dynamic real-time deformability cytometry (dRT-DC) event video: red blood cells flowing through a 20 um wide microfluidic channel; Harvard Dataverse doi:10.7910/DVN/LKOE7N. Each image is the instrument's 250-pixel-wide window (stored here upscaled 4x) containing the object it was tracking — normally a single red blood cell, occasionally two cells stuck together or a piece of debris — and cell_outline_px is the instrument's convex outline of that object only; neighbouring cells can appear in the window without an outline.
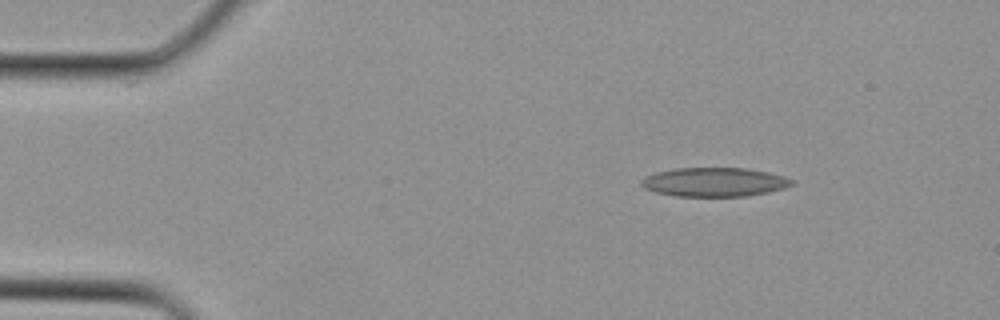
{"species": "Egyptian fruit bat (a non-hibernating species)", "species_latin": "Rousettus aegyptiacus", "temperature_condition": "cold", "stored_images_in_passage": 2, "camera_frame_rate_fps": 3000, "um_per_image_px": 0.085, "animal": {"sex": "female"}, "frame": {"image": 1, "passage_image": 2, "time_ms": 0.333, "image_size_px": [1000, 320], "cell_outline_px": [[796, 184], [784, 188], [768, 192], [748, 196], [676, 196], [656, 192], [644, 188], [640, 184], [640, 180], [644, 176], [656, 172], [676, 168], [744, 168], [768, 172], [784, 176], [796, 180]], "centroid_in_image_um": [60.74, 15.47], "position_along_channel_um": 24.3, "area_um2": 25.61}}